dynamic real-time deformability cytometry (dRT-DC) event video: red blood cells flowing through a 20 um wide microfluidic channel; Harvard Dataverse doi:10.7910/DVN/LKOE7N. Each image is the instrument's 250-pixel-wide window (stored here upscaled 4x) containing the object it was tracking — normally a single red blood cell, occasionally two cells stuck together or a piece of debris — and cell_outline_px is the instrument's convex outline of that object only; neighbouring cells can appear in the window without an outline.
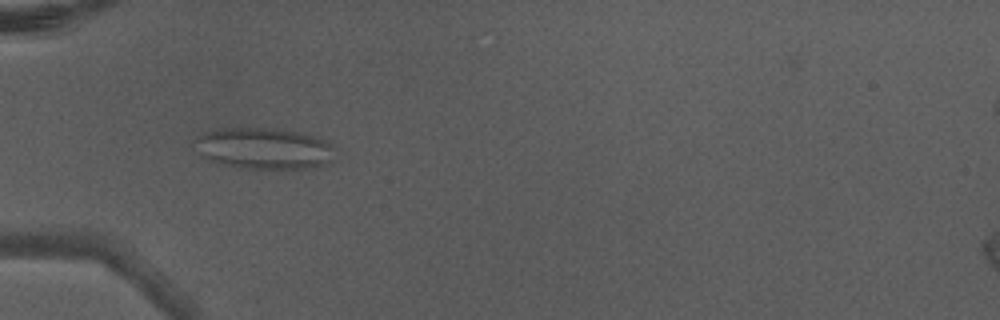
{"species": "Egyptian fruit bat (a non-hibernating species)", "species_latin": "Rousettus aegyptiacus", "temperature_condition": "warm", "stored_images_in_passage": 6, "camera_frame_rate_fps": 3000, "um_per_image_px": 0.085, "animal": {"sex": "male"}, "frame": {"image": 1, "passage_image": 5, "time_ms": 1.333, "image_size_px": [1000, 320], "cell_outline_px": [[336, 160], [328, 164], [308, 168], [240, 168], [220, 164], [208, 160], [200, 156], [192, 148], [192, 140], [196, 136], [204, 132], [220, 128], [280, 128], [320, 136], [332, 144], [336, 148]], "centroid_in_image_um": [22.44, 12.6], "position_along_channel_um": 62.6, "area_um2": 35.08}}
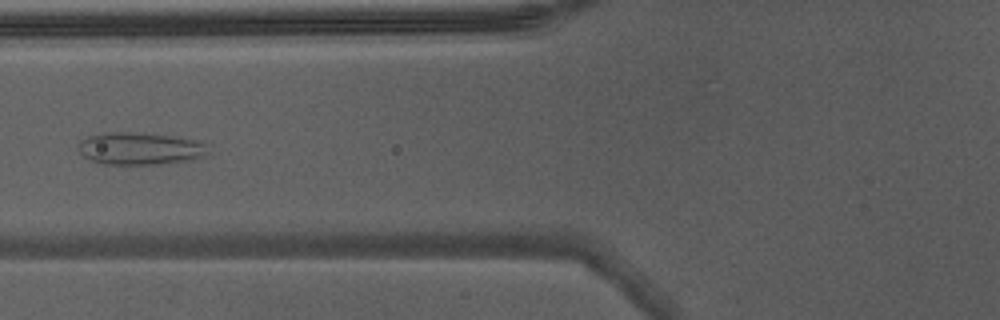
{"frame": {"image": 2, "passage_image": 6, "time_ms": 1.667, "image_size_px": [1000, 320], "cell_outline_px": [[208, 152], [204, 156], [192, 160], [160, 164], [104, 164], [92, 160], [84, 156], [76, 148], [76, 144], [80, 140], [88, 136], [108, 132], [124, 132], [164, 136], [192, 140], [204, 144]], "centroid_in_image_um": [11.81, 12.65], "position_along_channel_um": 114.0, "area_um2": 23.99}}